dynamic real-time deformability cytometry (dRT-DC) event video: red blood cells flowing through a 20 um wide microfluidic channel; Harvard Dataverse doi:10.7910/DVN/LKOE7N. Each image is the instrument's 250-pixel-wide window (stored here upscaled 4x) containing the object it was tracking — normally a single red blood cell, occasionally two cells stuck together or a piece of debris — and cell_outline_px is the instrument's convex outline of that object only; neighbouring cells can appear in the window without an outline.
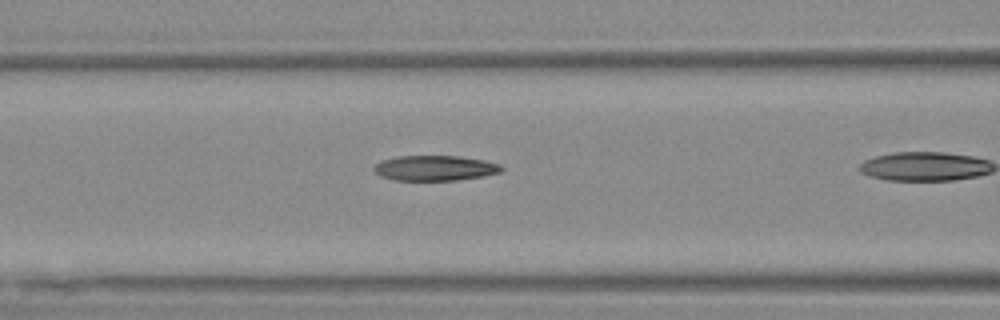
{"species": "Egyptian fruit bat (a non-hibernating species)", "species_latin": "Rousettus aegyptiacus", "temperature_condition": "warm", "stored_images_in_passage": 13, "camera_frame_rate_fps": 3000, "um_per_image_px": 0.085, "animal": {"sex": "female"}, "frame": {"image": 1, "passage_image": 3, "time_ms": 0.667, "image_size_px": [1000, 320], "cell_outline_px": [[504, 168], [500, 172], [484, 176], [456, 180], [396, 180], [380, 176], [372, 168], [380, 160], [400, 156], [456, 156], [484, 160], [500, 164]], "centroid_in_image_um": [36.97, 14.28], "position_along_channel_um": 129.6, "area_um2": 18.67}}
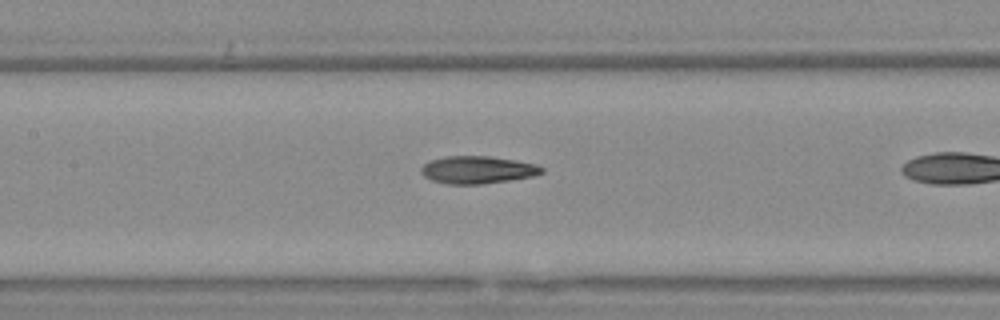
{"frame": {"image": 2, "passage_image": 6, "time_ms": 1.667, "image_size_px": [1000, 320], "cell_outline_px": [[544, 172], [532, 176], [508, 180], [480, 184], [448, 184], [432, 180], [424, 176], [420, 172], [420, 168], [424, 164], [432, 160], [444, 156], [488, 156], [536, 164], [544, 168]], "centroid_in_image_um": [40.56, 14.43], "position_along_channel_um": 166.8, "area_um2": 19.13}}